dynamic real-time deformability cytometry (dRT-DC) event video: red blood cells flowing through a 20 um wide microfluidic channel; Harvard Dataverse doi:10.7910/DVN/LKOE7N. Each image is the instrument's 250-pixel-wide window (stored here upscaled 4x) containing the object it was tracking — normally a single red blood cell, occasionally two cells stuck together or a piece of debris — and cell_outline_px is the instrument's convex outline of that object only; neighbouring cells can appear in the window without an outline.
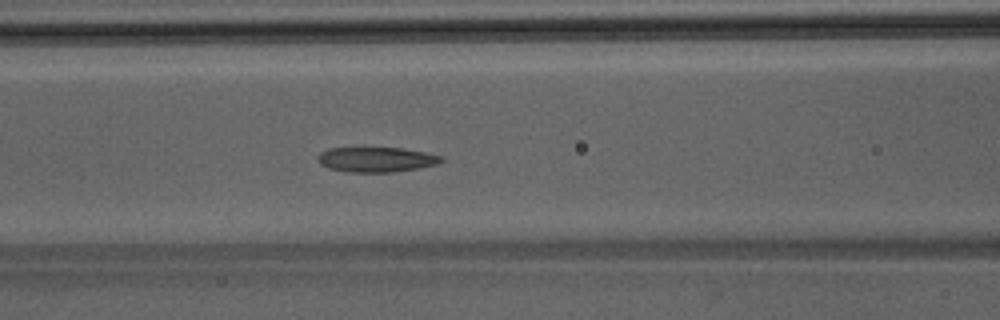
{"species": "Egyptian fruit bat (a non-hibernating species)", "species_latin": "Rousettus aegyptiacus", "temperature_condition": "room temperature", "stored_images_in_passage": 50, "camera_frame_rate_fps": 3000, "um_per_image_px": 0.085, "animal": {"sex": "male"}, "frame": {"image": 1, "passage_image": 21, "time_ms": 6.667, "image_size_px": [1000, 320], "cell_outline_px": [[444, 160], [436, 164], [416, 168], [392, 172], [348, 172], [328, 168], [320, 164], [316, 160], [316, 156], [320, 152], [328, 148], [400, 148], [424, 152], [440, 156]], "centroid_in_image_um": [31.9, 13.56], "position_along_channel_um": 134.7, "area_um2": 17.86}}
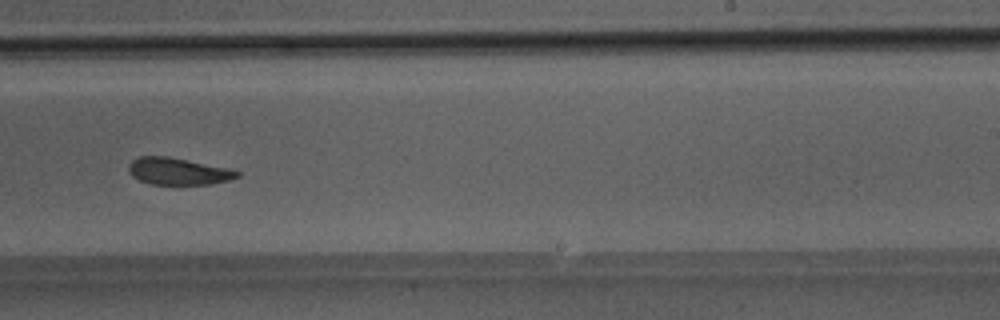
{"frame": {"image": 2, "passage_image": 31, "time_ms": 10.0, "image_size_px": [1000, 320], "cell_outline_px": [[240, 176], [228, 180], [212, 184], [152, 184], [140, 180], [132, 176], [128, 172], [128, 164], [132, 160], [140, 156], [168, 156], [228, 168], [240, 172]], "centroid_in_image_um": [15.12, 14.55], "position_along_channel_um": 273.9, "area_um2": 16.99}}
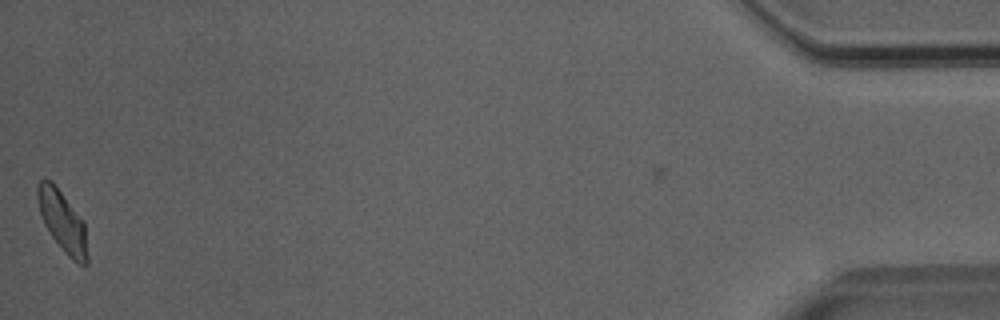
{"frame": {"image": 3, "passage_image": 49, "time_ms": 16.0, "image_size_px": [1000, 320], "cell_outline_px": [[88, 264], [76, 264], [64, 252], [52, 236], [44, 224], [36, 200], [36, 184], [44, 176], [52, 180], [84, 220], [88, 256]], "centroid_in_image_um": [5.3, 18.77], "position_along_channel_um": 429.9, "area_um2": 18.15}}